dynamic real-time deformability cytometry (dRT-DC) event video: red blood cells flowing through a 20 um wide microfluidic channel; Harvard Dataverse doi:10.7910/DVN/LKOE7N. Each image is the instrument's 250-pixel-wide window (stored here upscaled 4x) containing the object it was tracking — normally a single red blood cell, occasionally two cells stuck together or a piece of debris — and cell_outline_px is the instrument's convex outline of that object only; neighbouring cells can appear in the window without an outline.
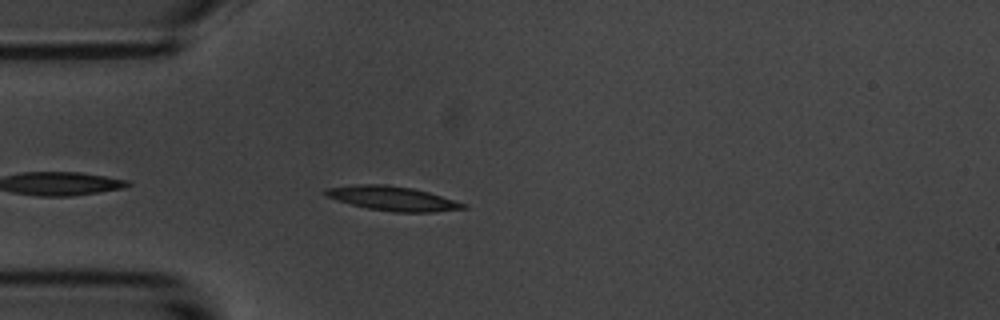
{"species": "common noctule bat (a hibernating species)", "species_latin": "Nyctalus noctula", "temperature_condition": "room temperature", "stored_images_in_passage": 10, "camera_frame_rate_fps": 3000, "um_per_image_px": 0.085, "animal": {"sex": "male", "body_mass_g": 20.1, "forearm_length_mm": 53.5}, "frame": {"image": 1, "passage_image": 4, "time_ms": 1.0, "image_size_px": [1000, 320], "cell_outline_px": [[468, 208], [432, 212], [392, 212], [368, 208], [336, 200], [324, 196], [320, 192], [328, 188], [356, 184], [384, 184], [412, 188], [428, 192], [468, 204]], "centroid_in_image_um": [33.35, 16.87], "position_along_channel_um": 51.7, "area_um2": 19.59}}